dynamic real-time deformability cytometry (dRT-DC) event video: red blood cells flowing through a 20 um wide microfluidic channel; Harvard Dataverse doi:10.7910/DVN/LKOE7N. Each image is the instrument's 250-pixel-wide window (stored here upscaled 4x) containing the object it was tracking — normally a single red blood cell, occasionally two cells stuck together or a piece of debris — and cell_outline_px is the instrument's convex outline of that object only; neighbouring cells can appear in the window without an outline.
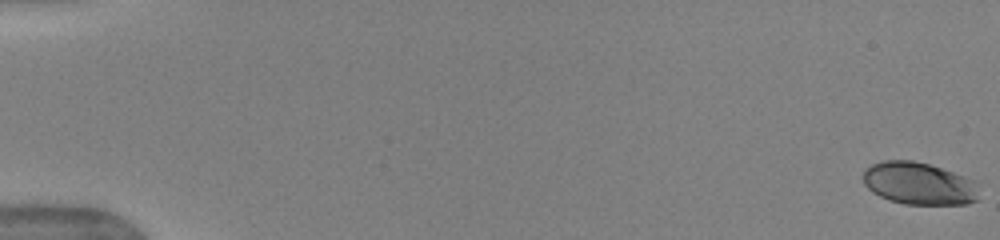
{"species": "human", "species_latin": "Homo sapiens", "temperature_condition": "warm", "stored_images_in_passage": 53, "camera_frame_rate_fps": 3000, "um_per_image_px": 0.085, "donor": {"sex": "female"}, "frame": {"image": 1, "passage_image": 1, "time_ms": 0.0, "image_size_px": [1000, 240], "cell_outline_px": [[976, 200], [968, 204], [904, 204], [888, 200], [872, 192], [864, 184], [864, 168], [872, 164], [884, 160], [912, 160], [928, 164], [964, 176], [972, 180]], "centroid_in_image_um": [78.01, 15.59], "position_along_channel_um": 7.0, "area_um2": 28.15}}
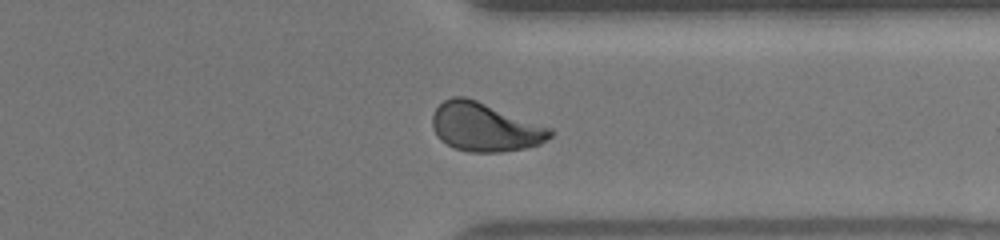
{"frame": {"image": 2, "passage_image": 42, "time_ms": 13.667, "image_size_px": [1000, 240], "cell_outline_px": [[552, 136], [540, 144], [524, 148], [500, 152], [468, 152], [456, 148], [440, 140], [436, 136], [432, 128], [432, 116], [436, 108], [444, 100], [452, 96], [464, 96], [476, 100], [552, 128]], "centroid_in_image_um": [41.19, 10.8], "position_along_channel_um": 370.2, "area_um2": 33.29}}
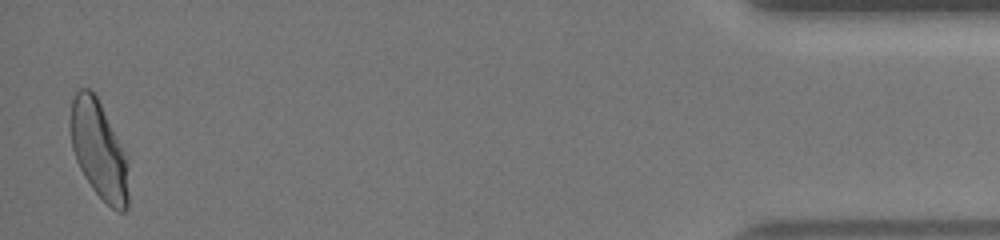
{"frame": {"image": 3, "passage_image": 52, "time_ms": 17.0, "image_size_px": [1000, 240], "cell_outline_px": [[128, 208], [124, 212], [116, 212], [92, 188], [84, 176], [76, 160], [72, 148], [68, 124], [72, 100], [76, 92], [80, 88], [88, 88], [96, 96], [128, 156]], "centroid_in_image_um": [8.4, 12.76], "position_along_channel_um": 426.8, "area_um2": 33.47}, "authors_computed_cell_mechanics": {"area_um2": 32.0212, "velocity_mm_per_s": 3.9646, "shape_relaxation_time_tau1_ms": 4.7323, "shape_relaxation_time_tau2_ms": 0.8797, "deformation_change_tau1": 0.1748, "deformation_change_tau2": 0.0686}}